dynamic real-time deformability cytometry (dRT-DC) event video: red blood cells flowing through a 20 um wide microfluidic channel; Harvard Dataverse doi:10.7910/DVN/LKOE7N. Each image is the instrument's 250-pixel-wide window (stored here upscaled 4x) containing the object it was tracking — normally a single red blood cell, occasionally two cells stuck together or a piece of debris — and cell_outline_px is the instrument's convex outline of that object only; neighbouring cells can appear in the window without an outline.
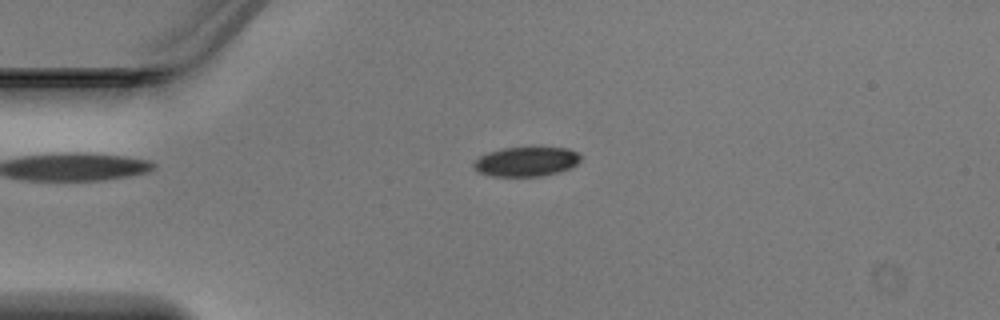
{"species": "Egyptian fruit bat (a non-hibernating species)", "species_latin": "Rousettus aegyptiacus", "temperature_condition": "warm", "stored_images_in_passage": 47, "camera_frame_rate_fps": 3000, "um_per_image_px": 0.085, "animal": {"sex": "male"}, "frame": {"image": 1, "passage_image": 11, "time_ms": 3.333, "image_size_px": [1000, 320], "cell_outline_px": [[580, 160], [572, 168], [540, 176], [492, 176], [480, 172], [472, 168], [472, 164], [480, 156], [488, 152], [504, 148], [568, 148], [576, 152], [580, 156]], "centroid_in_image_um": [44.71, 13.74], "position_along_channel_um": 40.3, "area_um2": 18.15}}
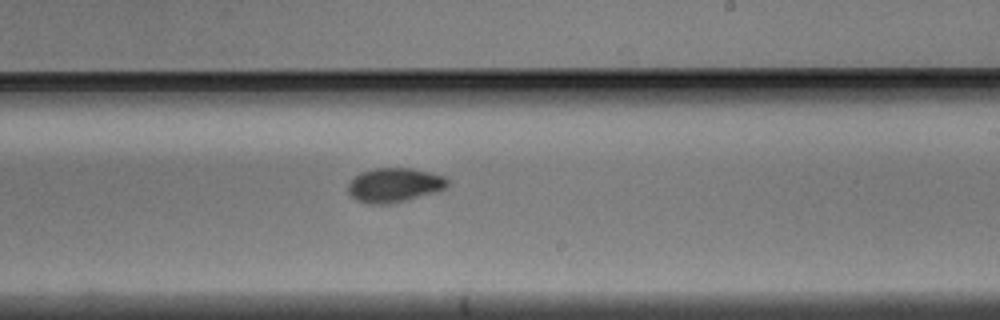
{"frame": {"image": 2, "passage_image": 28, "time_ms": 9.0, "image_size_px": [1000, 320], "cell_outline_px": [[448, 184], [444, 188], [408, 200], [392, 204], [368, 204], [356, 200], [348, 192], [348, 184], [360, 172], [376, 168], [412, 168], [444, 176], [448, 180]], "centroid_in_image_um": [33.49, 15.73], "position_along_channel_um": 255.5, "area_um2": 19.71}}
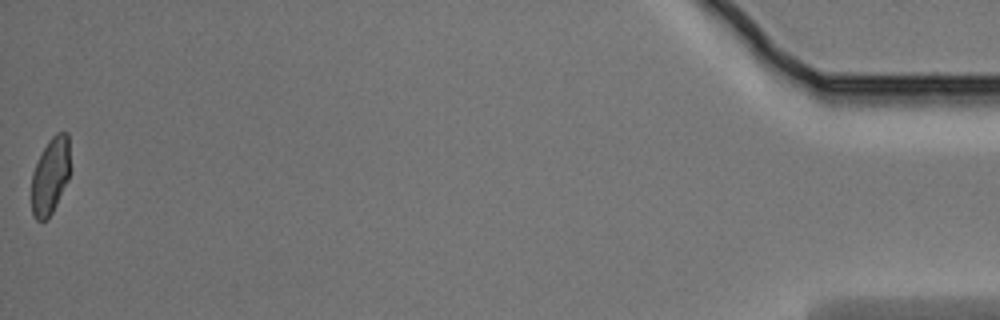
{"frame": {"image": 3, "passage_image": 47, "time_ms": 15.333, "image_size_px": [1000, 320], "cell_outline_px": [[72, 168], [68, 180], [52, 212], [44, 220], [36, 220], [32, 216], [32, 172], [48, 140], [56, 132], [68, 132]], "centroid_in_image_um": [4.32, 14.89], "position_along_channel_um": 430.9, "area_um2": 17.51}}